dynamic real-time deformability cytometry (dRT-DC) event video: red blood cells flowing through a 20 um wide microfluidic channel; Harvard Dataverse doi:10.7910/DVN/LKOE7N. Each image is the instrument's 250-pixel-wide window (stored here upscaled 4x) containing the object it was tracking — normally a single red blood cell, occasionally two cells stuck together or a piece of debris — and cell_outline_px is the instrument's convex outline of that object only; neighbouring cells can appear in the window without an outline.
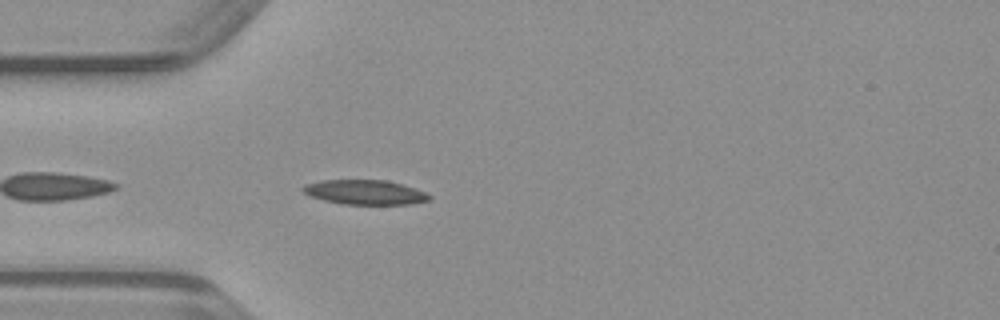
{"species": "common noctule bat (a hibernating species)", "species_latin": "Nyctalus noctula", "temperature_condition": "warm", "stored_images_in_passage": 37, "camera_frame_rate_fps": 3000, "um_per_image_px": 0.085, "animal": {"sex": "male", "body_mass_g": 23.1, "forearm_length_mm": 52.7}, "frame": {"image": 1, "passage_image": 3, "time_ms": 0.667, "image_size_px": [1000, 320], "cell_outline_px": [[432, 196], [428, 200], [408, 204], [344, 204], [324, 200], [312, 196], [304, 192], [300, 188], [304, 184], [320, 180], [384, 180], [400, 184], [424, 192]], "centroid_in_image_um": [30.96, 16.33], "position_along_channel_um": 54.0, "area_um2": 17.8}}
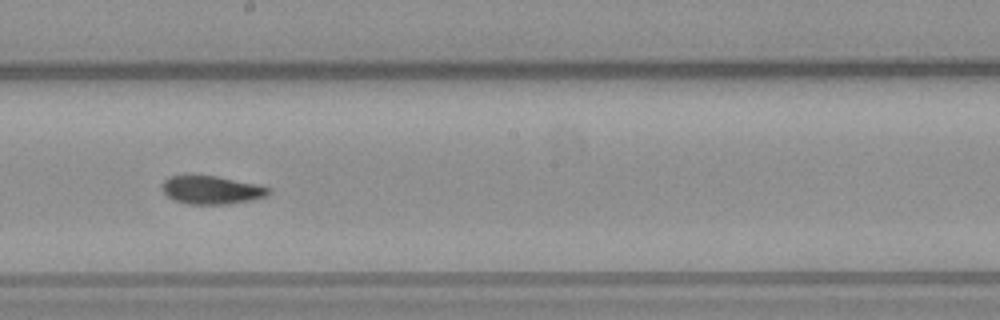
{"frame": {"image": 2, "passage_image": 16, "time_ms": 5.0, "image_size_px": [1000, 320], "cell_outline_px": [[268, 192], [264, 196], [252, 200], [228, 204], [188, 204], [176, 200], [168, 196], [160, 188], [164, 180], [168, 176], [184, 172], [216, 176], [256, 184], [268, 188]], "centroid_in_image_um": [17.85, 16.1], "position_along_channel_um": 230.3, "area_um2": 17.86}}
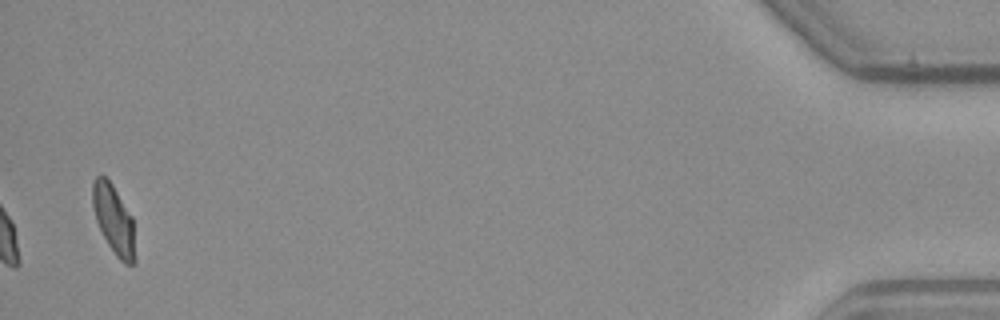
{"frame": {"image": 3, "passage_image": 37, "time_ms": 12.0, "image_size_px": [1000, 320], "cell_outline_px": [[136, 260], [132, 264], [124, 264], [116, 256], [108, 244], [96, 220], [92, 204], [92, 184], [96, 176], [100, 172], [112, 184], [132, 216]], "centroid_in_image_um": [9.67, 18.65], "position_along_channel_um": 425.5, "area_um2": 17.11}}